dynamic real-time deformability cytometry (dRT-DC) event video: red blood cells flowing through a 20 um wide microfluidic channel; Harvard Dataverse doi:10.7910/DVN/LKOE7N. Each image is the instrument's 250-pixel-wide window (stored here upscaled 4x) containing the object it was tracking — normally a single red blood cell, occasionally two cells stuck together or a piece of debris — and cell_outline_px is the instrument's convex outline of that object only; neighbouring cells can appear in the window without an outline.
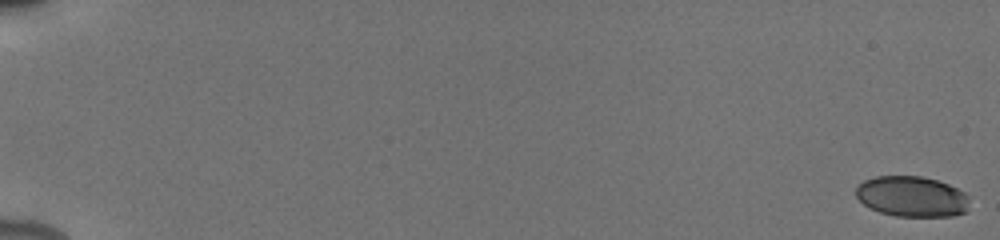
{"species": "human", "species_latin": "Homo sapiens", "temperature_condition": "cold", "stored_images_in_passage": 17, "camera_frame_rate_fps": 3000, "um_per_image_px": 0.085, "donor": {"sex": "male"}, "frame": {"image": 1, "passage_image": 1, "time_ms": 0.0, "image_size_px": [1000, 240], "cell_outline_px": [[968, 200], [964, 212], [952, 216], [896, 216], [880, 212], [868, 208], [856, 196], [856, 188], [864, 180], [876, 176], [920, 176], [936, 180], [948, 184], [964, 192], [968, 196]], "centroid_in_image_um": [77.47, 16.7], "position_along_channel_um": 7.5, "area_um2": 26.65}}
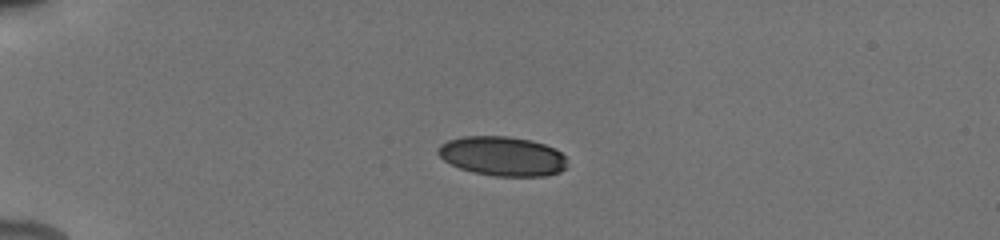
{"frame": {"image": 2, "passage_image": 11, "time_ms": 5.0, "image_size_px": [1000, 240], "cell_outline_px": [[564, 168], [560, 172], [544, 176], [496, 176], [472, 172], [460, 168], [444, 160], [436, 152], [436, 148], [440, 144], [448, 140], [464, 136], [508, 136], [532, 140], [556, 148], [564, 156]], "centroid_in_image_um": [42.67, 13.26], "position_along_channel_um": 42.3, "area_um2": 29.65}}